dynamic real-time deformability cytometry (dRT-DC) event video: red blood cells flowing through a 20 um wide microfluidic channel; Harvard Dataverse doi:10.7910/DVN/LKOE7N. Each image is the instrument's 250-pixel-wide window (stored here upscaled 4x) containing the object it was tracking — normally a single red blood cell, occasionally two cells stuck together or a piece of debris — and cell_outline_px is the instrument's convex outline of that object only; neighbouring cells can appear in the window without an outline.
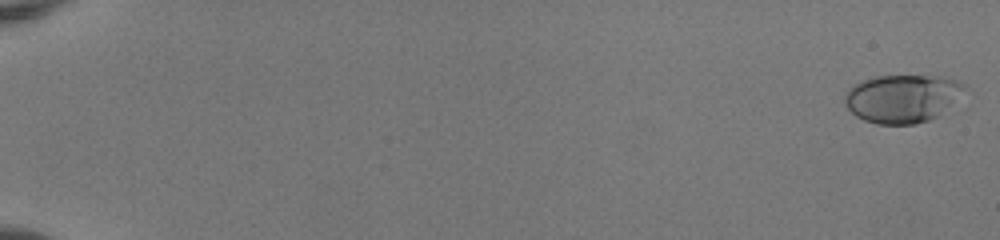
{"species": "human", "species_latin": "Homo sapiens", "temperature_condition": "room temperature", "stored_images_in_passage": 53, "camera_frame_rate_fps": 3000, "um_per_image_px": 0.085, "donor": {"sex": "female"}, "frame": {"image": 1, "passage_image": 1, "time_ms": 0.0, "image_size_px": [1000, 240], "cell_outline_px": [[968, 88], [940, 116], [916, 124], [876, 124], [864, 120], [856, 116], [844, 104], [844, 96], [848, 88], [852, 84], [876, 76], [944, 76], [956, 80], [964, 84]], "centroid_in_image_um": [76.71, 8.37], "position_along_channel_um": 8.3, "area_um2": 33.87}}
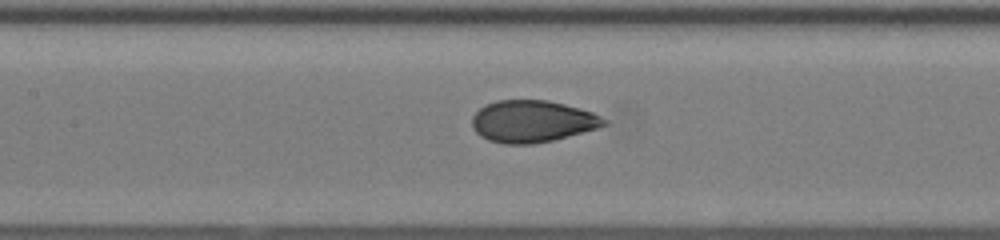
{"frame": {"image": 2, "passage_image": 28, "time_ms": 9.0, "image_size_px": [1000, 240], "cell_outline_px": [[608, 124], [596, 128], [552, 140], [532, 144], [504, 144], [488, 140], [480, 136], [472, 128], [472, 116], [484, 104], [496, 100], [548, 100], [580, 108], [592, 112], [608, 120]], "centroid_in_image_um": [45.21, 10.31], "position_along_channel_um": 162.2, "area_um2": 32.25}}
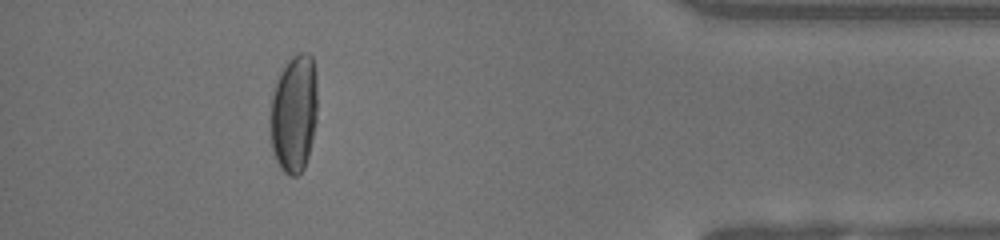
{"frame": {"image": 3, "passage_image": 49, "time_ms": 16.0, "image_size_px": [1000, 240], "cell_outline_px": [[316, 120], [312, 140], [308, 156], [304, 168], [296, 176], [288, 176], [280, 168], [276, 160], [272, 148], [268, 128], [272, 96], [280, 72], [288, 60], [292, 56], [300, 52], [308, 52], [312, 56], [316, 72]], "centroid_in_image_um": [24.97, 9.65], "position_along_channel_um": 410.2, "area_um2": 32.83}, "authors_computed_cell_mechanics": {"area_um2": 32.368, "velocity_mm_per_s": 4.058, "shape_relaxation_time_tau1_ms": 4.9667, "shape_relaxation_time_tau2_ms": null, "deformation_change_tau1": 0.2151, "deformation_change_tau2": null}}